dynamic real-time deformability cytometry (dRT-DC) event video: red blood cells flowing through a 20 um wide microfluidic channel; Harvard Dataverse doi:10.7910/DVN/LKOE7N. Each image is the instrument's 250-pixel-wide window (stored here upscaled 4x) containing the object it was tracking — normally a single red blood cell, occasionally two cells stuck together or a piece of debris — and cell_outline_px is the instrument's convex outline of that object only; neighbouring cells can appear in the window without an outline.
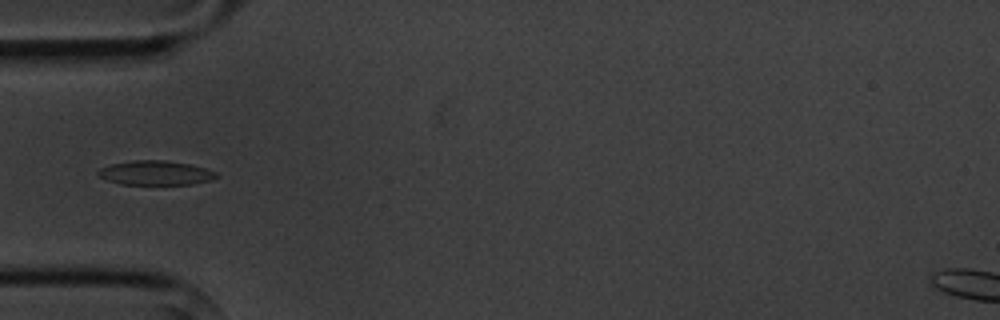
{"species": "common noctule bat (a hibernating species)", "species_latin": "Nyctalus noctula", "temperature_condition": "cold", "stored_images_in_passage": 5, "camera_frame_rate_fps": 3000, "um_per_image_px": 0.085, "animal": {"sex": "male", "body_mass_g": 20.1, "forearm_length_mm": 53.5}, "frame": {"image": 1, "passage_image": 5, "time_ms": 4.667, "image_size_px": [1000, 320], "cell_outline_px": [[220, 176], [212, 180], [192, 184], [120, 184], [108, 180], [100, 176], [96, 172], [100, 168], [112, 164], [132, 160], [168, 160], [188, 164], [204, 168], [216, 172]], "centroid_in_image_um": [13.24, 14.69], "position_along_channel_um": 71.8, "area_um2": 16.7}}